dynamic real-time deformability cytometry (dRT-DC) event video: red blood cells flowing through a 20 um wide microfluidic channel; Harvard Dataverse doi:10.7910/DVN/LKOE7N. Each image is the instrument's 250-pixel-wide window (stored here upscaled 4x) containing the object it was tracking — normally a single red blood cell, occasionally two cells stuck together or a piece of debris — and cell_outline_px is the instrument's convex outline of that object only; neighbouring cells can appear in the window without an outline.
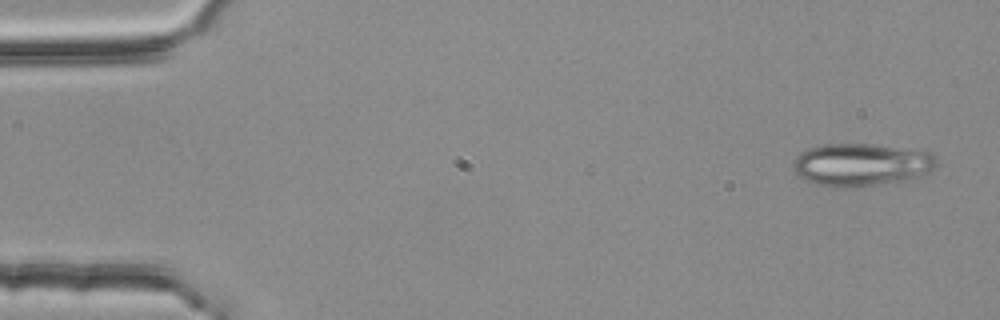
{"species": "common noctule bat (a hibernating species)", "species_latin": "Nyctalus noctula", "temperature_condition": "room temperature", "stored_images_in_passage": 4, "camera_frame_rate_fps": 3000, "um_per_image_px": 0.085, "animal": {"sex": "female", "body_mass_g": 25.1}, "frame": {"image": 1, "passage_image": 1, "time_ms": 0.0, "image_size_px": [1000, 320], "cell_outline_px": [[936, 164], [928, 172], [904, 180], [876, 184], [844, 188], [832, 188], [804, 180], [792, 168], [792, 164], [796, 156], [800, 152], [808, 148], [824, 144], [876, 144], [932, 152], [936, 156]], "centroid_in_image_um": [73.16, 13.98], "position_along_channel_um": 11.8, "area_um2": 35.6}}